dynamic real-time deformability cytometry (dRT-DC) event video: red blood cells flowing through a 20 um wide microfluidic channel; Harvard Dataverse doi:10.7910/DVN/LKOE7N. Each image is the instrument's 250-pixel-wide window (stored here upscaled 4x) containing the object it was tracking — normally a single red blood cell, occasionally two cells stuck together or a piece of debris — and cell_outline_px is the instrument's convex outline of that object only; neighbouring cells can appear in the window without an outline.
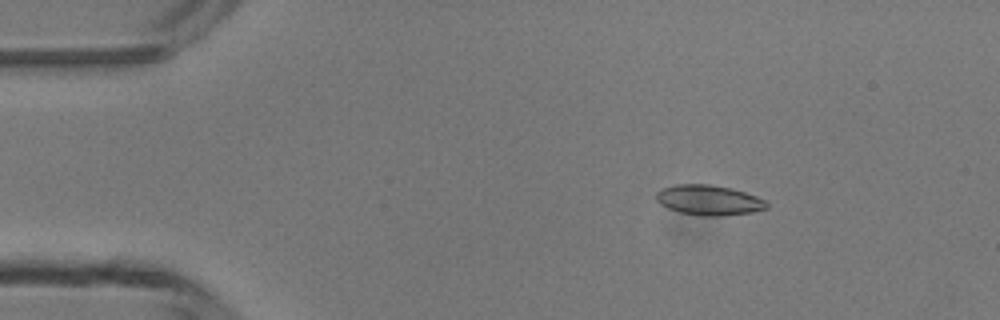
{"species": "common noctule bat (a hibernating species)", "species_latin": "Nyctalus noctula", "temperature_condition": "room temperature", "stored_images_in_passage": 3, "camera_frame_rate_fps": 3000, "um_per_image_px": 0.085, "animal": {"sex": "male", "body_mass_g": 13.3}, "frame": {"image": 1, "passage_image": 1, "time_ms": 0.0, "image_size_px": [1000, 320], "cell_outline_px": [[768, 208], [752, 212], [720, 216], [700, 216], [680, 212], [668, 208], [660, 204], [656, 200], [656, 192], [660, 188], [676, 184], [712, 184], [732, 188], [768, 200]], "centroid_in_image_um": [60.25, 17.0], "position_along_channel_um": 24.7, "area_um2": 19.65}}
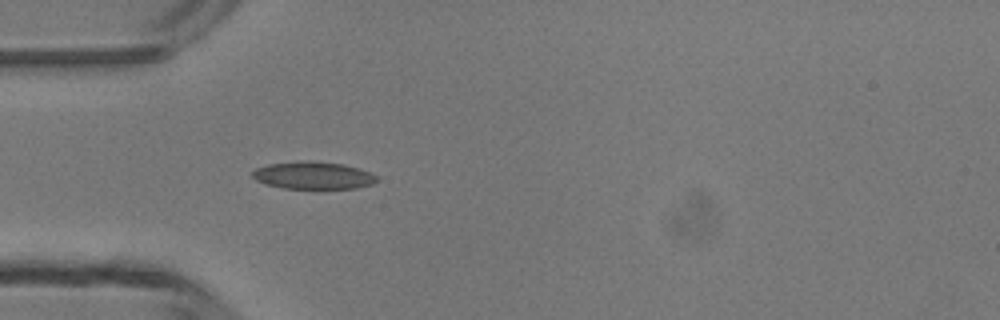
{"frame": {"image": 2, "passage_image": 3, "time_ms": 2.333, "image_size_px": [1000, 320], "cell_outline_px": [[376, 180], [372, 184], [356, 188], [284, 188], [264, 184], [256, 180], [252, 176], [252, 172], [256, 168], [268, 164], [344, 164], [360, 168], [376, 176]], "centroid_in_image_um": [26.62, 14.96], "position_along_channel_um": 58.4, "area_um2": 18.67}}